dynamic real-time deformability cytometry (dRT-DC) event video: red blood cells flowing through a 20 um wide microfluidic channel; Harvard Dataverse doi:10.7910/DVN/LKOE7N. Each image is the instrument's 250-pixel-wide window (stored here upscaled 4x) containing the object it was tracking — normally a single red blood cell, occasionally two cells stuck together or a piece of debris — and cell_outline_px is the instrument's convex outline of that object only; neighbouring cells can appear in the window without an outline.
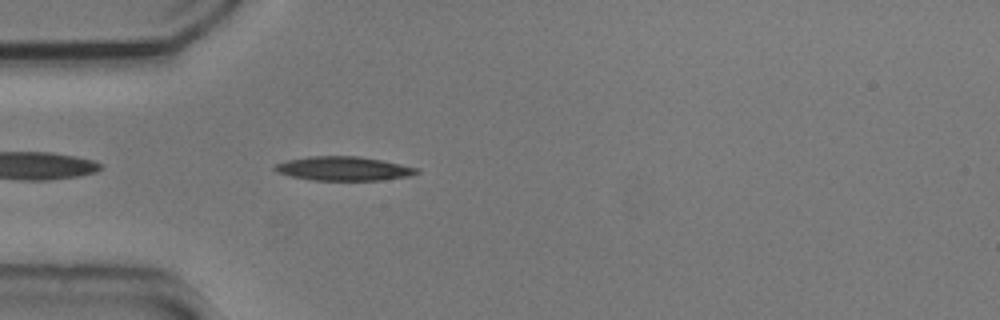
{"species": "common noctule bat (a hibernating species)", "species_latin": "Nyctalus noctula", "temperature_condition": "cold", "stored_images_in_passage": 42, "camera_frame_rate_fps": 3000, "um_per_image_px": 0.085, "animal": {"sex": "male", "body_mass_g": 20.5, "forearm_length_mm": 52.5}, "frame": {"image": 1, "passage_image": 3, "time_ms": 0.667, "image_size_px": [1000, 320], "cell_outline_px": [[420, 172], [408, 176], [384, 180], [312, 180], [292, 176], [276, 172], [272, 168], [276, 164], [288, 160], [308, 156], [360, 156], [400, 164], [416, 168]], "centroid_in_image_um": [29.17, 14.33], "position_along_channel_um": 55.8, "area_um2": 19.71}}
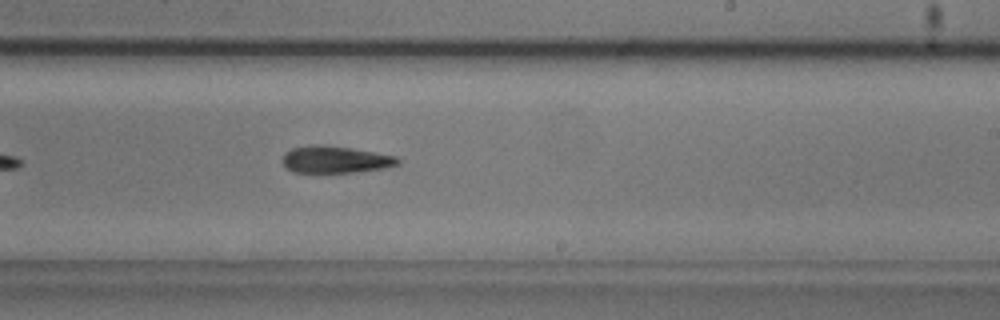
{"frame": {"image": 2, "passage_image": 20, "time_ms": 6.333, "image_size_px": [1000, 320], "cell_outline_px": [[400, 164], [384, 168], [352, 172], [292, 172], [280, 160], [284, 152], [292, 148], [312, 144], [316, 144], [352, 148], [396, 156], [400, 160]], "centroid_in_image_um": [28.47, 13.55], "position_along_channel_um": 260.5, "area_um2": 18.15}}
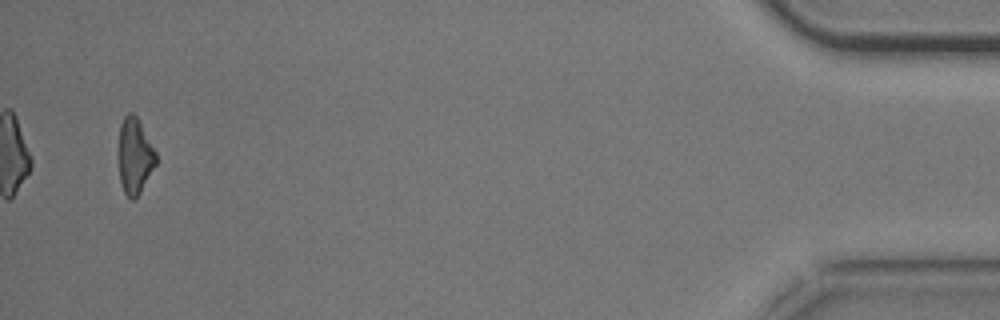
{"frame": {"image": 3, "passage_image": 40, "time_ms": 13.0, "image_size_px": [1000, 320], "cell_outline_px": [[156, 164], [136, 200], [132, 200], [124, 192], [120, 180], [120, 124], [124, 116], [128, 112], [132, 112], [140, 120], [156, 152]], "centroid_in_image_um": [11.48, 13.25], "position_along_channel_um": 423.7, "area_um2": 16.36}, "authors_computed_cell_mechanics": {"area_um2": 18.2937, "velocity_mm_per_s": 3.6921, "shape_relaxation_time_tau1_ms": 2.9081, "shape_relaxation_time_tau2_ms": null, "deformation_change_tau1": 0.1149, "deformation_change_tau2": null}}